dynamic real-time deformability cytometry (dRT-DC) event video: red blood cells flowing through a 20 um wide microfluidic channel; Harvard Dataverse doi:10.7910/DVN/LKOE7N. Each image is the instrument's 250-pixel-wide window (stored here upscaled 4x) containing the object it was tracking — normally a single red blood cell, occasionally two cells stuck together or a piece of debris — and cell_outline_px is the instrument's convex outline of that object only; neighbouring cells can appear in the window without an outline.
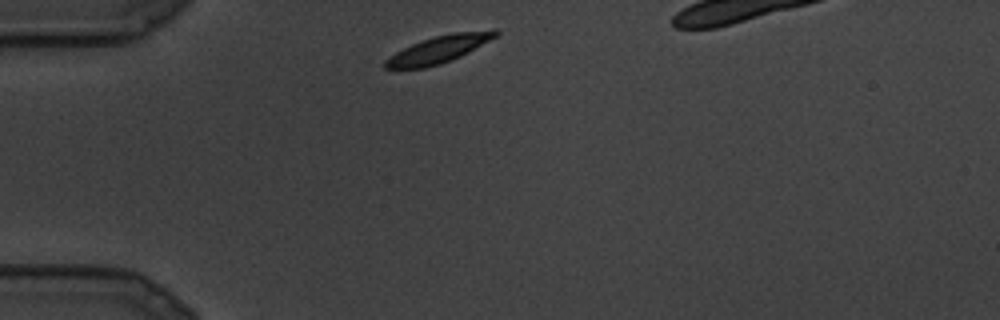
{"species": "common noctule bat (a hibernating species)", "species_latin": "Nyctalus noctula", "temperature_condition": "cold", "stored_images_in_passage": 8, "camera_frame_rate_fps": 3000, "um_per_image_px": 0.085, "animal": {"sex": "male", "body_mass_g": 19.5, "forearm_length_mm": 54.6}, "frame": {"image": 1, "passage_image": 1, "time_ms": 0.0, "image_size_px": [1000, 320], "cell_outline_px": [[500, 32], [496, 36], [468, 52], [452, 60], [440, 64], [424, 68], [384, 68], [384, 60], [396, 52], [412, 44], [436, 36], [452, 32], [496, 28]], "centroid_in_image_um": [37.34, 4.17], "position_along_channel_um": 47.7, "area_um2": 17.34}}
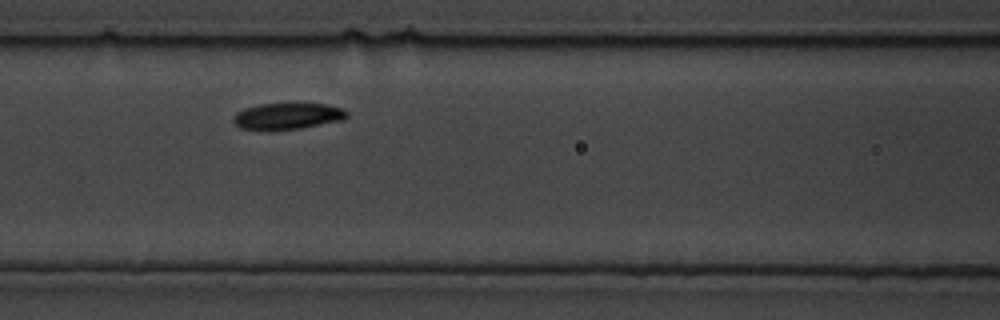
{"frame": {"image": 2, "passage_image": 6, "time_ms": 1.667, "image_size_px": [1000, 320], "cell_outline_px": [[348, 116], [344, 120], [300, 128], [240, 128], [232, 120], [236, 112], [244, 108], [260, 104], [328, 104], [344, 108], [348, 112]], "centroid_in_image_um": [24.51, 9.84], "position_along_channel_um": 142.1, "area_um2": 16.99}}
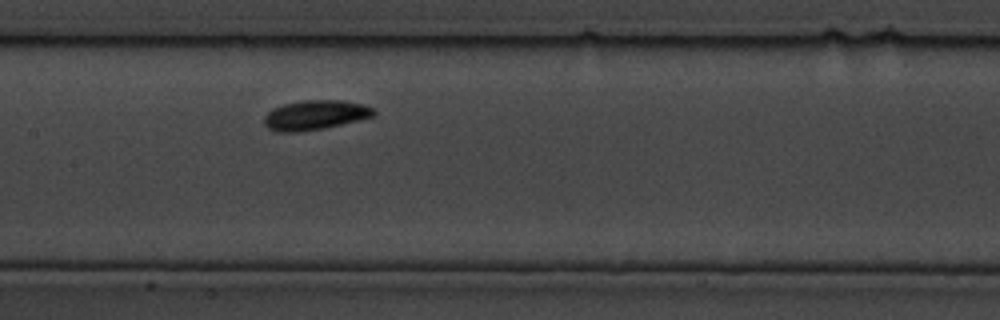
{"frame": {"image": 3, "passage_image": 8, "time_ms": 2.333, "image_size_px": [1000, 320], "cell_outline_px": [[376, 116], [360, 120], [324, 128], [296, 132], [276, 132], [268, 128], [264, 124], [264, 116], [272, 108], [284, 104], [304, 100], [344, 100], [364, 104], [372, 108], [376, 112]], "centroid_in_image_um": [26.8, 9.78], "position_along_channel_um": 180.6, "area_um2": 19.07}}